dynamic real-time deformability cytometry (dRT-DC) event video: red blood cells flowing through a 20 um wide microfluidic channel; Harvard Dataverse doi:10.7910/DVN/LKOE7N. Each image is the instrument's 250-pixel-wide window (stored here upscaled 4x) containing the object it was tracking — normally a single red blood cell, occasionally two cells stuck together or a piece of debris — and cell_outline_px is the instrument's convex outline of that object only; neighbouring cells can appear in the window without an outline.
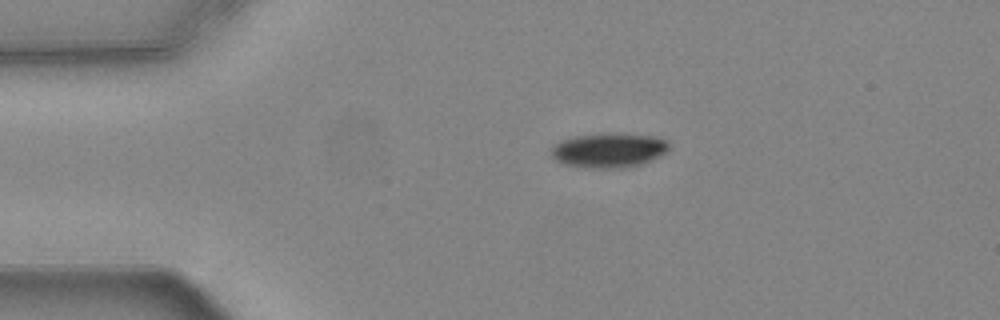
{"species": "common noctule bat (a hibernating species)", "species_latin": "Nyctalus noctula", "temperature_condition": "warm", "stored_images_in_passage": 45, "camera_frame_rate_fps": 3000, "um_per_image_px": 0.085, "animal": {"sex": "female", "body_mass_g": 24.6, "forearm_length_mm": 56.2}, "frame": {"image": 1, "passage_image": 1, "time_ms": 0.0, "image_size_px": [1000, 320], "cell_outline_px": [[668, 148], [660, 156], [640, 164], [624, 168], [588, 168], [568, 164], [556, 160], [552, 156], [552, 148], [560, 140], [572, 136], [608, 132], [616, 132], [656, 136], [668, 140]], "centroid_in_image_um": [51.76, 12.74], "position_along_channel_um": 33.2, "area_um2": 23.93}}
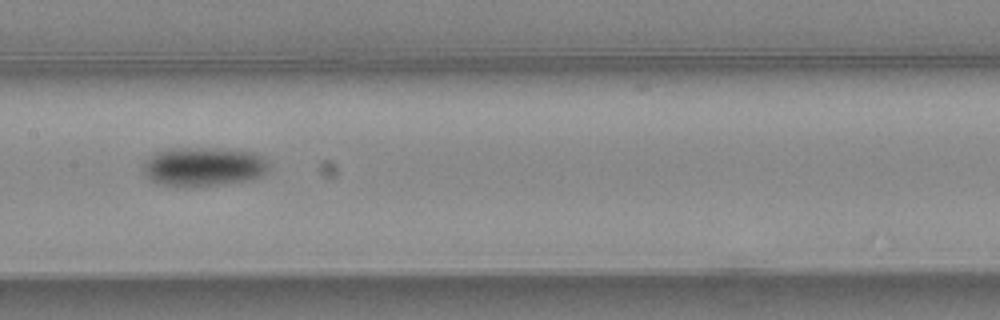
{"frame": {"image": 2, "passage_image": 17, "time_ms": 5.333, "image_size_px": [1000, 320], "cell_outline_px": [[268, 168], [260, 176], [252, 180], [224, 184], [192, 188], [188, 188], [160, 184], [152, 180], [144, 172], [144, 160], [156, 152], [168, 148], [228, 148], [252, 152], [264, 156], [268, 160]], "centroid_in_image_um": [17.32, 14.17], "position_along_channel_um": 190.1, "area_um2": 29.19}}
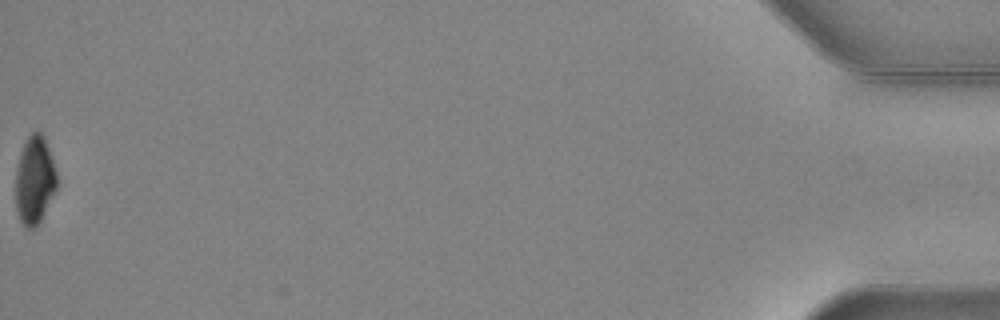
{"frame": {"image": 3, "passage_image": 45, "time_ms": 14.667, "image_size_px": [1000, 320], "cell_outline_px": [[60, 180], [40, 220], [32, 228], [24, 228], [20, 220], [16, 208], [16, 168], [20, 152], [28, 136], [32, 132], [40, 132], [44, 136]], "centroid_in_image_um": [2.95, 15.29], "position_along_channel_um": 432.3, "area_um2": 21.1}, "authors_computed_cell_mechanics": {"area_um2": 25.8944, "velocity_mm_per_s": 3.7436, "shape_relaxation_time_tau1_ms": 2.747, "shape_relaxation_time_tau2_ms": null, "deformation_change_tau1": 0.1402, "deformation_change_tau2": null}}